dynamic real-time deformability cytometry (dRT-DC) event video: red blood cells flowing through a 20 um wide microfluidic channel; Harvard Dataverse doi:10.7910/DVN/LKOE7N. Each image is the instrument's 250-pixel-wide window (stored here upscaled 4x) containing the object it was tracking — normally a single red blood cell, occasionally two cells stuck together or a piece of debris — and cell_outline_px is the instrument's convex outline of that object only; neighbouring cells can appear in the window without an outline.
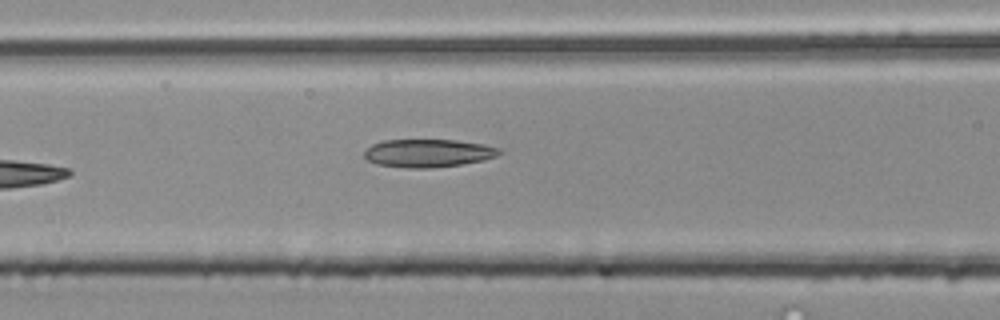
{"species": "common noctule bat (a hibernating species)", "species_latin": "Nyctalus noctula", "temperature_condition": "room temperature", "stored_images_in_passage": 6, "camera_frame_rate_fps": 3000, "um_per_image_px": 0.085, "animal": {"sex": "male", "body_mass_g": 20.4}, "frame": {"image": 1, "passage_image": 6, "time_ms": 1.667, "image_size_px": [1000, 320], "cell_outline_px": [[504, 152], [496, 156], [484, 160], [460, 164], [428, 168], [408, 168], [376, 164], [368, 160], [364, 156], [364, 148], [372, 144], [384, 140], [456, 140], [484, 144], [500, 148]], "centroid_in_image_um": [36.39, 13.01], "position_along_channel_um": 130.2, "area_um2": 22.14}}